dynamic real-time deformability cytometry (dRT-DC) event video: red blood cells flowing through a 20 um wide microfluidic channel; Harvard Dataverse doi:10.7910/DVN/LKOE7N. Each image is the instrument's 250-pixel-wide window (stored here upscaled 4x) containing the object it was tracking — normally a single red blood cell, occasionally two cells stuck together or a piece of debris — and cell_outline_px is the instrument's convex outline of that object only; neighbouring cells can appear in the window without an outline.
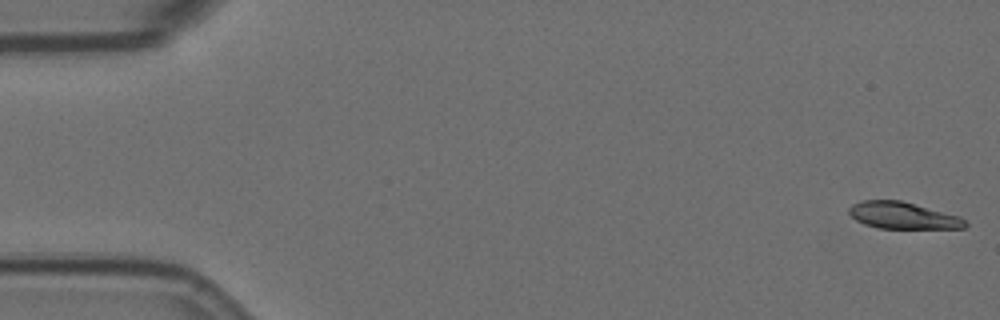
{"species": "Egyptian fruit bat (a non-hibernating species)", "species_latin": "Rousettus aegyptiacus", "temperature_condition": "room temperature", "stored_images_in_passage": 57, "camera_frame_rate_fps": 3000, "um_per_image_px": 0.085, "animal": {"sex": "female"}, "frame": {"image": 1, "passage_image": 1, "time_ms": 0.0, "image_size_px": [1000, 320], "cell_outline_px": [[968, 224], [964, 228], [880, 228], [864, 224], [856, 220], [848, 212], [848, 208], [852, 204], [860, 200], [900, 200], [960, 216]], "centroid_in_image_um": [76.72, 18.31], "position_along_channel_um": 8.3, "area_um2": 18.03}}
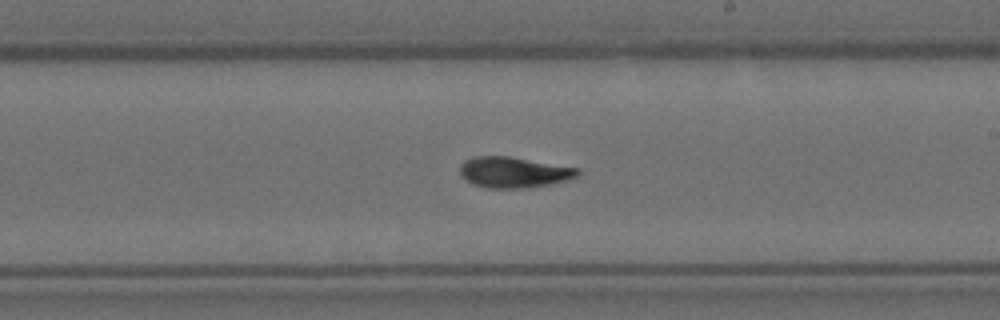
{"frame": {"image": 2, "passage_image": 33, "time_ms": 10.667, "image_size_px": [1000, 320], "cell_outline_px": [[580, 176], [552, 184], [524, 188], [488, 188], [472, 184], [460, 172], [460, 164], [464, 160], [472, 156], [508, 156], [580, 168]], "centroid_in_image_um": [43.7, 14.64], "position_along_channel_um": 245.3, "area_um2": 21.21}}
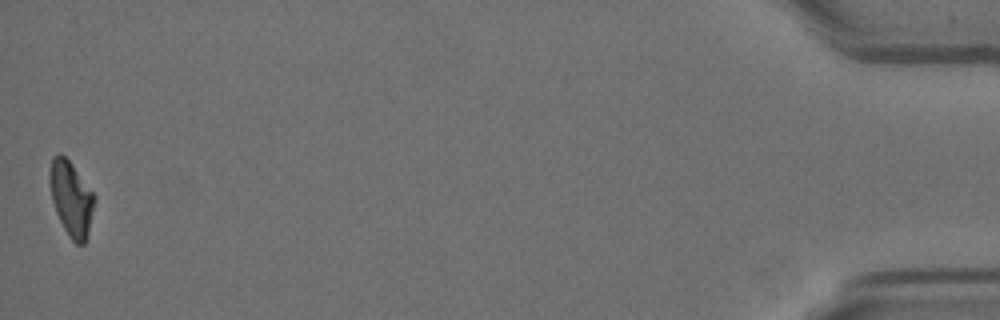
{"frame": {"image": 3, "passage_image": 57, "time_ms": 18.667, "image_size_px": [1000, 320], "cell_outline_px": [[96, 200], [88, 236], [84, 244], [76, 244], [68, 236], [56, 212], [52, 200], [48, 180], [48, 172], [52, 156], [60, 152], [72, 164], [96, 196]], "centroid_in_image_um": [6.05, 16.86], "position_along_channel_um": 429.2, "area_um2": 19.83}, "authors_computed_cell_mechanics": {"area_um2": 20.3456, "velocity_mm_per_s": 3.5027, "shape_relaxation_time_tau1_ms": null, "shape_relaxation_time_tau2_ms": 4.8183, "deformation_change_tau1": null, "deformation_change_tau2": 0.1003}}